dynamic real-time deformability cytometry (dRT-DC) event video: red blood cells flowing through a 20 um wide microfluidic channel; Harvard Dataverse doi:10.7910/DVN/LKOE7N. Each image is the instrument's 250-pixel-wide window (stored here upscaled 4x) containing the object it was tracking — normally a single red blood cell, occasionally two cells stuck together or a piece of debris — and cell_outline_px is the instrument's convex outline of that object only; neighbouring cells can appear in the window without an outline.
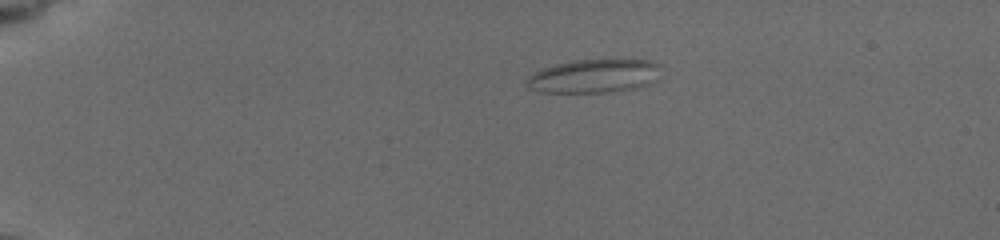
{"species": "common noctule bat (a hibernating species)", "species_latin": "Nyctalus noctula", "temperature_condition": "cold", "stored_images_in_passage": 10, "camera_frame_rate_fps": 3000, "um_per_image_px": 0.085, "animal": {"sex": "female", "body_mass_g": 19.5, "forearm_length_mm": 54.1}, "frame": {"image": 1, "passage_image": 1, "time_ms": 0.0, "image_size_px": [1000, 240], "cell_outline_px": [[660, 64], [652, 80], [648, 84], [636, 88], [608, 92], [540, 92], [528, 88], [524, 84], [524, 80], [532, 72], [556, 64], [572, 60], [648, 60]], "centroid_in_image_um": [50.37, 6.47], "position_along_channel_um": 34.6, "area_um2": 26.01}}
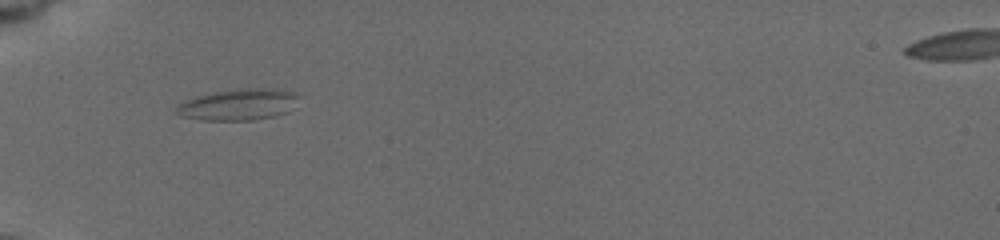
{"frame": {"image": 2, "passage_image": 6, "time_ms": 2.667, "image_size_px": [1000, 240], "cell_outline_px": [[300, 96], [288, 112], [276, 116], [252, 120], [200, 120], [180, 116], [176, 112], [176, 108], [180, 104], [196, 96], [216, 92], [248, 88], [276, 88], [296, 92]], "centroid_in_image_um": [20.32, 8.89], "position_along_channel_um": 64.7, "area_um2": 22.25}}
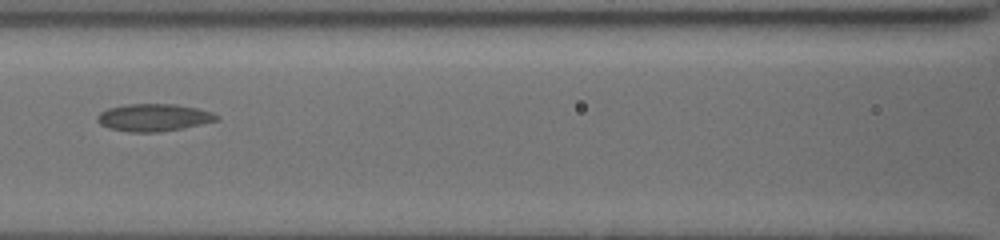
{"frame": {"image": 3, "passage_image": 9, "time_ms": 5.333, "image_size_px": [1000, 240], "cell_outline_px": [[220, 120], [184, 128], [160, 132], [128, 132], [108, 128], [100, 124], [96, 120], [96, 116], [100, 112], [108, 108], [128, 104], [176, 104], [196, 108], [212, 112], [220, 116]], "centroid_in_image_um": [13.07, 9.99], "position_along_channel_um": 153.5, "area_um2": 19.25}}